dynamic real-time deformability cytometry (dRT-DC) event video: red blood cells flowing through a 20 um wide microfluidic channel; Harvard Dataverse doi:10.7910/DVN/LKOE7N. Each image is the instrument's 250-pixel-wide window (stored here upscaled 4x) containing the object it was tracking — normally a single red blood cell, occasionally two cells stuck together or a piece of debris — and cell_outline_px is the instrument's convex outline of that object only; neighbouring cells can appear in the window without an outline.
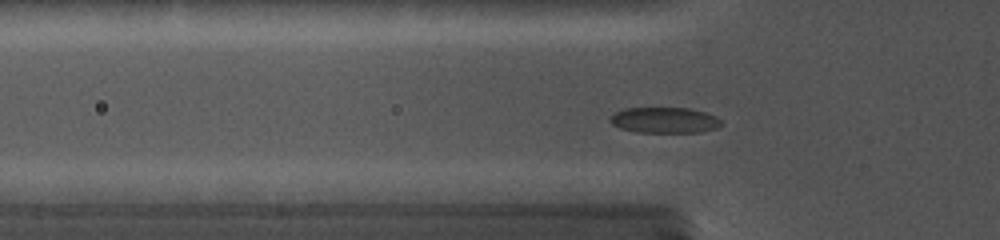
{"species": "common noctule bat (a hibernating species)", "species_latin": "Nyctalus noctula", "temperature_condition": "cold", "stored_images_in_passage": 42, "camera_frame_rate_fps": 5000, "um_per_image_px": 0.085, "animal": {"sex": "female", "body_mass_g": 19.0, "forearm_length_mm": 56.7}, "frame": {"image": 1, "passage_image": 13, "time_ms": 4.6, "image_size_px": [1000, 240], "cell_outline_px": [[724, 124], [716, 128], [700, 132], [636, 132], [620, 128], [612, 124], [608, 120], [616, 112], [624, 108], [688, 108], [708, 112], [716, 116]], "centroid_in_image_um": [56.51, 10.21], "position_along_channel_um": 69.3, "area_um2": 16.76}}
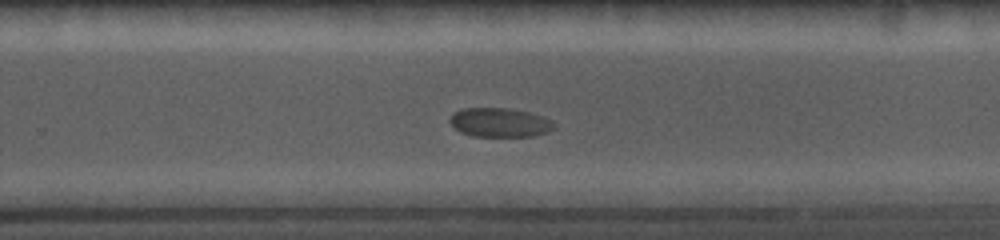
{"frame": {"image": 2, "passage_image": 28, "time_ms": 10.6, "image_size_px": [1000, 240], "cell_outline_px": [[556, 124], [548, 132], [532, 136], [476, 136], [460, 132], [448, 120], [452, 112], [464, 108], [512, 108], [544, 116], [552, 120]], "centroid_in_image_um": [42.49, 10.4], "position_along_channel_um": 287.3, "area_um2": 17.74}}
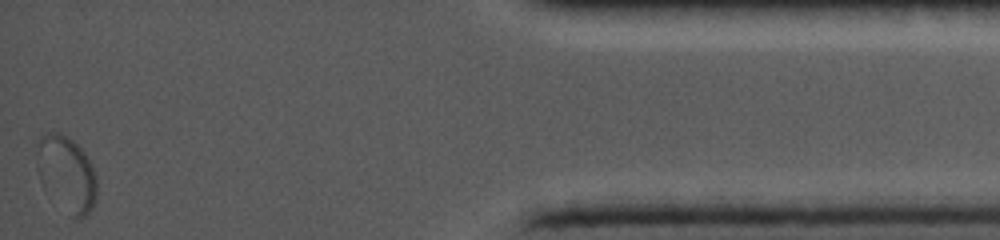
{"frame": {"image": 3, "passage_image": 42, "time_ms": 16.0, "image_size_px": [1000, 240], "cell_outline_px": [[96, 200], [92, 208], [80, 220], [72, 216], [36, 164], [36, 140], [40, 136], [48, 132], [60, 132], [72, 140], [84, 152], [92, 168], [96, 180]], "centroid_in_image_um": [5.71, 14.64], "position_along_channel_um": 429.5, "area_um2": 24.57}}